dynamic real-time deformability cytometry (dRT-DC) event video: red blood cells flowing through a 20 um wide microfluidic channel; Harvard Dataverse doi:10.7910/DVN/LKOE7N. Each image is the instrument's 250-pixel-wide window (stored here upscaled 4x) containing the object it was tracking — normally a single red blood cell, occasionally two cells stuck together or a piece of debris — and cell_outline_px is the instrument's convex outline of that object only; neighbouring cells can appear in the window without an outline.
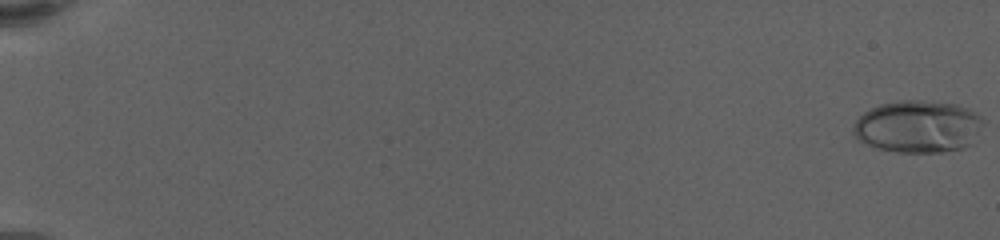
{"species": "human", "species_latin": "Homo sapiens", "temperature_condition": "warm", "stored_images_in_passage": 41, "camera_frame_rate_fps": 3000, "um_per_image_px": 0.085, "donor": {"sex": "female"}, "frame": {"image": 1, "passage_image": 1, "time_ms": 0.0, "image_size_px": [1000, 240], "cell_outline_px": [[984, 124], [972, 144], [960, 148], [940, 152], [896, 152], [880, 148], [856, 140], [852, 132], [852, 124], [864, 112], [880, 104], [900, 100], [920, 100], [956, 104], [968, 108], [976, 112], [984, 120]], "centroid_in_image_um": [78.03, 10.75], "position_along_channel_um": 7.0, "area_um2": 39.82}}
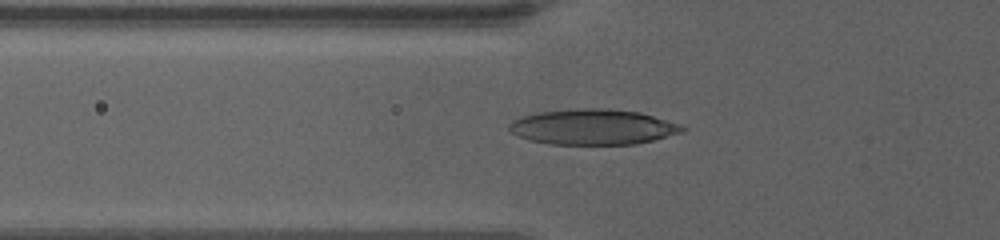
{"frame": {"image": 2, "passage_image": 35, "time_ms": 8.333, "image_size_px": [1000, 240], "cell_outline_px": [[688, 128], [684, 132], [636, 144], [548, 144], [528, 140], [512, 132], [508, 128], [508, 124], [512, 120], [520, 116], [540, 112], [576, 108], [608, 108], [640, 112], [680, 124]], "centroid_in_image_um": [50.4, 10.78], "position_along_channel_um": 75.4, "area_um2": 35.95}}
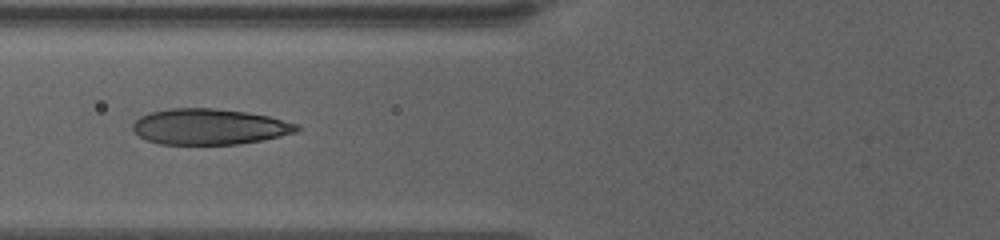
{"frame": {"image": 3, "passage_image": 40, "time_ms": 9.333, "image_size_px": [1000, 240], "cell_outline_px": [[300, 128], [296, 132], [280, 136], [240, 144], [160, 144], [148, 140], [140, 136], [132, 128], [132, 124], [140, 116], [152, 112], [172, 108], [212, 108], [244, 112], [268, 116], [300, 124]], "centroid_in_image_um": [17.81, 10.77], "position_along_channel_um": 108.0, "area_um2": 33.99}}